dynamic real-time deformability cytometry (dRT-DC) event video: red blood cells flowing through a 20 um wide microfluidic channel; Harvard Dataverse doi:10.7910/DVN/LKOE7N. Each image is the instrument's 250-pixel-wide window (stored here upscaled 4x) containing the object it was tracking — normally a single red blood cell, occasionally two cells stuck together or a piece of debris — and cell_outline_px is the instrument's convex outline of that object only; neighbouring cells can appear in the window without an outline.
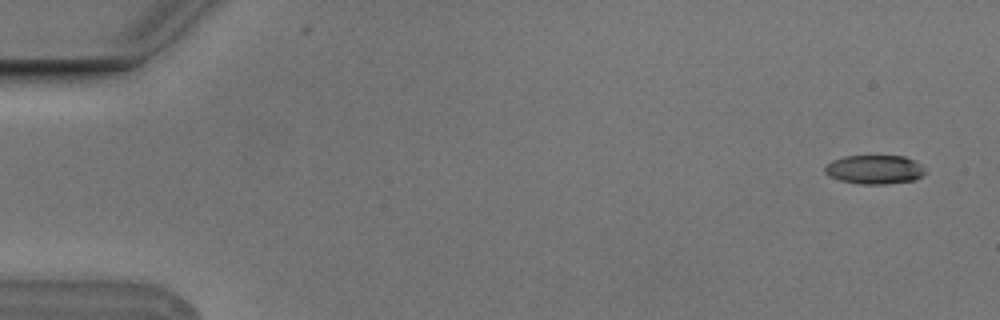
{"species": "Egyptian fruit bat (a non-hibernating species)", "species_latin": "Rousettus aegyptiacus", "temperature_condition": "cold", "stored_images_in_passage": 5, "camera_frame_rate_fps": 3000, "um_per_image_px": 0.085, "animal": {"sex": "male"}, "frame": {"image": 1, "passage_image": 1, "time_ms": 0.0, "image_size_px": [1000, 320], "cell_outline_px": [[928, 172], [924, 176], [916, 180], [884, 184], [860, 184], [840, 180], [828, 176], [824, 172], [824, 168], [832, 160], [844, 156], [904, 156], [920, 164]], "centroid_in_image_um": [74.36, 14.42], "position_along_channel_um": 10.6, "area_um2": 17.05}}
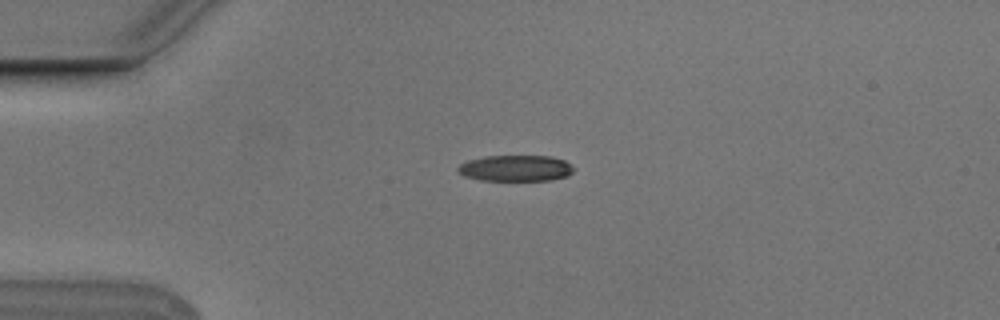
{"frame": {"image": 2, "passage_image": 4, "time_ms": 1.0, "image_size_px": [1000, 320], "cell_outline_px": [[576, 168], [568, 176], [552, 180], [480, 180], [464, 176], [456, 172], [456, 168], [460, 164], [468, 160], [484, 156], [552, 156], [564, 160]], "centroid_in_image_um": [43.82, 14.3], "position_along_channel_um": 41.2, "area_um2": 17.8}}